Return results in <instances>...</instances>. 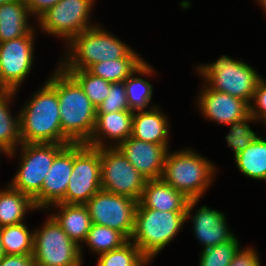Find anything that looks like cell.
<instances>
[{
	"label": "cell",
	"instance_id": "f546056e",
	"mask_svg": "<svg viewBox=\"0 0 266 266\" xmlns=\"http://www.w3.org/2000/svg\"><path fill=\"white\" fill-rule=\"evenodd\" d=\"M81 86L85 95L97 108L109 94L111 83L101 77L94 76L88 70H65Z\"/></svg>",
	"mask_w": 266,
	"mask_h": 266
},
{
	"label": "cell",
	"instance_id": "9a60e30c",
	"mask_svg": "<svg viewBox=\"0 0 266 266\" xmlns=\"http://www.w3.org/2000/svg\"><path fill=\"white\" fill-rule=\"evenodd\" d=\"M146 180L161 179L168 149L164 145L129 137L116 146Z\"/></svg>",
	"mask_w": 266,
	"mask_h": 266
},
{
	"label": "cell",
	"instance_id": "7c38bea8",
	"mask_svg": "<svg viewBox=\"0 0 266 266\" xmlns=\"http://www.w3.org/2000/svg\"><path fill=\"white\" fill-rule=\"evenodd\" d=\"M94 0H59L38 20L48 34L71 40L81 32L94 27L89 23V14Z\"/></svg>",
	"mask_w": 266,
	"mask_h": 266
},
{
	"label": "cell",
	"instance_id": "e575fe53",
	"mask_svg": "<svg viewBox=\"0 0 266 266\" xmlns=\"http://www.w3.org/2000/svg\"><path fill=\"white\" fill-rule=\"evenodd\" d=\"M255 104H250V115L255 120H262L266 115V81L261 79L257 85V88L254 92L253 101Z\"/></svg>",
	"mask_w": 266,
	"mask_h": 266
},
{
	"label": "cell",
	"instance_id": "4dcf8cb0",
	"mask_svg": "<svg viewBox=\"0 0 266 266\" xmlns=\"http://www.w3.org/2000/svg\"><path fill=\"white\" fill-rule=\"evenodd\" d=\"M133 75L135 74L132 73L125 80L127 103L132 111L144 110L152 99V84Z\"/></svg>",
	"mask_w": 266,
	"mask_h": 266
},
{
	"label": "cell",
	"instance_id": "8d00e7d4",
	"mask_svg": "<svg viewBox=\"0 0 266 266\" xmlns=\"http://www.w3.org/2000/svg\"><path fill=\"white\" fill-rule=\"evenodd\" d=\"M0 266H35L33 254L8 255L0 260Z\"/></svg>",
	"mask_w": 266,
	"mask_h": 266
},
{
	"label": "cell",
	"instance_id": "b9f144b4",
	"mask_svg": "<svg viewBox=\"0 0 266 266\" xmlns=\"http://www.w3.org/2000/svg\"><path fill=\"white\" fill-rule=\"evenodd\" d=\"M13 0H0V5L4 4V3H8V2H11Z\"/></svg>",
	"mask_w": 266,
	"mask_h": 266
},
{
	"label": "cell",
	"instance_id": "2e32d148",
	"mask_svg": "<svg viewBox=\"0 0 266 266\" xmlns=\"http://www.w3.org/2000/svg\"><path fill=\"white\" fill-rule=\"evenodd\" d=\"M198 97L202 115L217 123L230 125L250 113V105L230 94L210 89L206 84ZM203 91V92H202Z\"/></svg>",
	"mask_w": 266,
	"mask_h": 266
},
{
	"label": "cell",
	"instance_id": "d6a6232c",
	"mask_svg": "<svg viewBox=\"0 0 266 266\" xmlns=\"http://www.w3.org/2000/svg\"><path fill=\"white\" fill-rule=\"evenodd\" d=\"M249 121H256L250 113L240 120L231 123L230 132L226 136L228 147L234 150V155L244 150L249 144H251L258 136L250 129Z\"/></svg>",
	"mask_w": 266,
	"mask_h": 266
},
{
	"label": "cell",
	"instance_id": "ac0fdd59",
	"mask_svg": "<svg viewBox=\"0 0 266 266\" xmlns=\"http://www.w3.org/2000/svg\"><path fill=\"white\" fill-rule=\"evenodd\" d=\"M193 217V229L196 238L204 245V249L232 240L223 213L207 206L200 207Z\"/></svg>",
	"mask_w": 266,
	"mask_h": 266
},
{
	"label": "cell",
	"instance_id": "1f68e13d",
	"mask_svg": "<svg viewBox=\"0 0 266 266\" xmlns=\"http://www.w3.org/2000/svg\"><path fill=\"white\" fill-rule=\"evenodd\" d=\"M239 248V242L235 236L230 241L203 249L199 266H229Z\"/></svg>",
	"mask_w": 266,
	"mask_h": 266
},
{
	"label": "cell",
	"instance_id": "6da1fadb",
	"mask_svg": "<svg viewBox=\"0 0 266 266\" xmlns=\"http://www.w3.org/2000/svg\"><path fill=\"white\" fill-rule=\"evenodd\" d=\"M47 82L57 91L63 134L72 143L86 144L94 131L96 107L61 66Z\"/></svg>",
	"mask_w": 266,
	"mask_h": 266
},
{
	"label": "cell",
	"instance_id": "484cf974",
	"mask_svg": "<svg viewBox=\"0 0 266 266\" xmlns=\"http://www.w3.org/2000/svg\"><path fill=\"white\" fill-rule=\"evenodd\" d=\"M238 169L247 177L266 180V140L257 137L235 155Z\"/></svg>",
	"mask_w": 266,
	"mask_h": 266
},
{
	"label": "cell",
	"instance_id": "836d02e7",
	"mask_svg": "<svg viewBox=\"0 0 266 266\" xmlns=\"http://www.w3.org/2000/svg\"><path fill=\"white\" fill-rule=\"evenodd\" d=\"M108 93L103 102L97 106L96 113L130 110L126 98L125 81L111 83Z\"/></svg>",
	"mask_w": 266,
	"mask_h": 266
},
{
	"label": "cell",
	"instance_id": "f1b7e54d",
	"mask_svg": "<svg viewBox=\"0 0 266 266\" xmlns=\"http://www.w3.org/2000/svg\"><path fill=\"white\" fill-rule=\"evenodd\" d=\"M151 259L141 254L137 246L128 241L122 247L99 255L97 266H145Z\"/></svg>",
	"mask_w": 266,
	"mask_h": 266
},
{
	"label": "cell",
	"instance_id": "d6986e66",
	"mask_svg": "<svg viewBox=\"0 0 266 266\" xmlns=\"http://www.w3.org/2000/svg\"><path fill=\"white\" fill-rule=\"evenodd\" d=\"M139 202L158 211L186 212L189 199L162 179L146 180Z\"/></svg>",
	"mask_w": 266,
	"mask_h": 266
},
{
	"label": "cell",
	"instance_id": "5bb4252c",
	"mask_svg": "<svg viewBox=\"0 0 266 266\" xmlns=\"http://www.w3.org/2000/svg\"><path fill=\"white\" fill-rule=\"evenodd\" d=\"M73 169V143L66 145L54 158L41 191L33 198L36 208L65 203L66 190Z\"/></svg>",
	"mask_w": 266,
	"mask_h": 266
},
{
	"label": "cell",
	"instance_id": "603a6c76",
	"mask_svg": "<svg viewBox=\"0 0 266 266\" xmlns=\"http://www.w3.org/2000/svg\"><path fill=\"white\" fill-rule=\"evenodd\" d=\"M28 15L27 4L18 0L0 5V43L27 35L33 29Z\"/></svg>",
	"mask_w": 266,
	"mask_h": 266
},
{
	"label": "cell",
	"instance_id": "3957f363",
	"mask_svg": "<svg viewBox=\"0 0 266 266\" xmlns=\"http://www.w3.org/2000/svg\"><path fill=\"white\" fill-rule=\"evenodd\" d=\"M199 200H189L186 212L158 211L137 204L134 231L129 240L141 254L152 260L182 228Z\"/></svg>",
	"mask_w": 266,
	"mask_h": 266
},
{
	"label": "cell",
	"instance_id": "52a82bcc",
	"mask_svg": "<svg viewBox=\"0 0 266 266\" xmlns=\"http://www.w3.org/2000/svg\"><path fill=\"white\" fill-rule=\"evenodd\" d=\"M34 232L33 259L35 266L82 265V249L50 216L44 226Z\"/></svg>",
	"mask_w": 266,
	"mask_h": 266
},
{
	"label": "cell",
	"instance_id": "8992f818",
	"mask_svg": "<svg viewBox=\"0 0 266 266\" xmlns=\"http://www.w3.org/2000/svg\"><path fill=\"white\" fill-rule=\"evenodd\" d=\"M198 72L207 80L210 89L238 97L249 105L259 81L257 71L243 61L223 55L216 62L200 65Z\"/></svg>",
	"mask_w": 266,
	"mask_h": 266
},
{
	"label": "cell",
	"instance_id": "44dd1931",
	"mask_svg": "<svg viewBox=\"0 0 266 266\" xmlns=\"http://www.w3.org/2000/svg\"><path fill=\"white\" fill-rule=\"evenodd\" d=\"M91 74L101 77L110 83L123 82L132 73L151 75L154 70L140 57H123L102 61L87 69Z\"/></svg>",
	"mask_w": 266,
	"mask_h": 266
},
{
	"label": "cell",
	"instance_id": "e0dca14e",
	"mask_svg": "<svg viewBox=\"0 0 266 266\" xmlns=\"http://www.w3.org/2000/svg\"><path fill=\"white\" fill-rule=\"evenodd\" d=\"M133 112L132 110H125L110 113H96L94 131L86 145L95 148L105 147L104 142H102L103 139H101L103 137L102 135L113 140V142H118L116 145L113 144V147L127 140L132 134Z\"/></svg>",
	"mask_w": 266,
	"mask_h": 266
},
{
	"label": "cell",
	"instance_id": "277c9868",
	"mask_svg": "<svg viewBox=\"0 0 266 266\" xmlns=\"http://www.w3.org/2000/svg\"><path fill=\"white\" fill-rule=\"evenodd\" d=\"M67 43L69 54L60 65L64 70H87L102 61L139 57L129 46L98 25L74 36Z\"/></svg>",
	"mask_w": 266,
	"mask_h": 266
},
{
	"label": "cell",
	"instance_id": "83f0119b",
	"mask_svg": "<svg viewBox=\"0 0 266 266\" xmlns=\"http://www.w3.org/2000/svg\"><path fill=\"white\" fill-rule=\"evenodd\" d=\"M128 241L129 239L120 231L97 224H92L85 239V243L91 248L92 252L97 254L118 249Z\"/></svg>",
	"mask_w": 266,
	"mask_h": 266
},
{
	"label": "cell",
	"instance_id": "d4e9b609",
	"mask_svg": "<svg viewBox=\"0 0 266 266\" xmlns=\"http://www.w3.org/2000/svg\"><path fill=\"white\" fill-rule=\"evenodd\" d=\"M7 187L0 190V227L24 223L25 212L37 209L30 196L10 185Z\"/></svg>",
	"mask_w": 266,
	"mask_h": 266
},
{
	"label": "cell",
	"instance_id": "7bdbcfd3",
	"mask_svg": "<svg viewBox=\"0 0 266 266\" xmlns=\"http://www.w3.org/2000/svg\"><path fill=\"white\" fill-rule=\"evenodd\" d=\"M262 121H264L263 123L266 125V115L262 118Z\"/></svg>",
	"mask_w": 266,
	"mask_h": 266
},
{
	"label": "cell",
	"instance_id": "9c48e42d",
	"mask_svg": "<svg viewBox=\"0 0 266 266\" xmlns=\"http://www.w3.org/2000/svg\"><path fill=\"white\" fill-rule=\"evenodd\" d=\"M101 189L100 148L73 143V169L65 203L85 204Z\"/></svg>",
	"mask_w": 266,
	"mask_h": 266
},
{
	"label": "cell",
	"instance_id": "ffe728a7",
	"mask_svg": "<svg viewBox=\"0 0 266 266\" xmlns=\"http://www.w3.org/2000/svg\"><path fill=\"white\" fill-rule=\"evenodd\" d=\"M168 120L157 105L149 111L133 112L131 137L142 141L164 145L168 149Z\"/></svg>",
	"mask_w": 266,
	"mask_h": 266
},
{
	"label": "cell",
	"instance_id": "f35d334b",
	"mask_svg": "<svg viewBox=\"0 0 266 266\" xmlns=\"http://www.w3.org/2000/svg\"><path fill=\"white\" fill-rule=\"evenodd\" d=\"M5 251H4V248H3V244H2V241H1V233H0V260L5 256Z\"/></svg>",
	"mask_w": 266,
	"mask_h": 266
},
{
	"label": "cell",
	"instance_id": "5b68a950",
	"mask_svg": "<svg viewBox=\"0 0 266 266\" xmlns=\"http://www.w3.org/2000/svg\"><path fill=\"white\" fill-rule=\"evenodd\" d=\"M215 170L210 161L191 149L167 152L161 179L189 200H199L213 182Z\"/></svg>",
	"mask_w": 266,
	"mask_h": 266
},
{
	"label": "cell",
	"instance_id": "ba28073f",
	"mask_svg": "<svg viewBox=\"0 0 266 266\" xmlns=\"http://www.w3.org/2000/svg\"><path fill=\"white\" fill-rule=\"evenodd\" d=\"M68 144L22 143L19 171L9 185L32 199L41 191L55 156Z\"/></svg>",
	"mask_w": 266,
	"mask_h": 266
},
{
	"label": "cell",
	"instance_id": "60d3db41",
	"mask_svg": "<svg viewBox=\"0 0 266 266\" xmlns=\"http://www.w3.org/2000/svg\"><path fill=\"white\" fill-rule=\"evenodd\" d=\"M18 1L28 5L32 0H18Z\"/></svg>",
	"mask_w": 266,
	"mask_h": 266
},
{
	"label": "cell",
	"instance_id": "7a4b0ae2",
	"mask_svg": "<svg viewBox=\"0 0 266 266\" xmlns=\"http://www.w3.org/2000/svg\"><path fill=\"white\" fill-rule=\"evenodd\" d=\"M41 88L19 113L22 143L71 144L62 132L57 91L48 82Z\"/></svg>",
	"mask_w": 266,
	"mask_h": 266
},
{
	"label": "cell",
	"instance_id": "7402d4cb",
	"mask_svg": "<svg viewBox=\"0 0 266 266\" xmlns=\"http://www.w3.org/2000/svg\"><path fill=\"white\" fill-rule=\"evenodd\" d=\"M60 214H53L52 217L61 226L63 231L76 244L85 241L87 234L92 226L91 217L84 204L56 203Z\"/></svg>",
	"mask_w": 266,
	"mask_h": 266
},
{
	"label": "cell",
	"instance_id": "cb8c5ba5",
	"mask_svg": "<svg viewBox=\"0 0 266 266\" xmlns=\"http://www.w3.org/2000/svg\"><path fill=\"white\" fill-rule=\"evenodd\" d=\"M16 91H0V149L13 156L17 145L22 144L20 119L10 113L9 103Z\"/></svg>",
	"mask_w": 266,
	"mask_h": 266
},
{
	"label": "cell",
	"instance_id": "8fae6325",
	"mask_svg": "<svg viewBox=\"0 0 266 266\" xmlns=\"http://www.w3.org/2000/svg\"><path fill=\"white\" fill-rule=\"evenodd\" d=\"M138 201L100 189L84 205L92 224L107 226L123 233L128 239L134 231Z\"/></svg>",
	"mask_w": 266,
	"mask_h": 266
},
{
	"label": "cell",
	"instance_id": "74e56055",
	"mask_svg": "<svg viewBox=\"0 0 266 266\" xmlns=\"http://www.w3.org/2000/svg\"><path fill=\"white\" fill-rule=\"evenodd\" d=\"M59 0H32L27 6L29 13L40 18L47 10L52 8Z\"/></svg>",
	"mask_w": 266,
	"mask_h": 266
},
{
	"label": "cell",
	"instance_id": "4316f807",
	"mask_svg": "<svg viewBox=\"0 0 266 266\" xmlns=\"http://www.w3.org/2000/svg\"><path fill=\"white\" fill-rule=\"evenodd\" d=\"M0 233L5 254H33L34 232H30L26 224L2 226Z\"/></svg>",
	"mask_w": 266,
	"mask_h": 266
},
{
	"label": "cell",
	"instance_id": "d590c367",
	"mask_svg": "<svg viewBox=\"0 0 266 266\" xmlns=\"http://www.w3.org/2000/svg\"><path fill=\"white\" fill-rule=\"evenodd\" d=\"M255 251L251 247L243 250L239 248L229 266H261L259 256Z\"/></svg>",
	"mask_w": 266,
	"mask_h": 266
},
{
	"label": "cell",
	"instance_id": "30bf717a",
	"mask_svg": "<svg viewBox=\"0 0 266 266\" xmlns=\"http://www.w3.org/2000/svg\"><path fill=\"white\" fill-rule=\"evenodd\" d=\"M101 189L139 202L146 179L112 145L100 148Z\"/></svg>",
	"mask_w": 266,
	"mask_h": 266
},
{
	"label": "cell",
	"instance_id": "4fadbf2b",
	"mask_svg": "<svg viewBox=\"0 0 266 266\" xmlns=\"http://www.w3.org/2000/svg\"><path fill=\"white\" fill-rule=\"evenodd\" d=\"M34 29L20 38L0 43V91H16L33 64Z\"/></svg>",
	"mask_w": 266,
	"mask_h": 266
},
{
	"label": "cell",
	"instance_id": "ab89813d",
	"mask_svg": "<svg viewBox=\"0 0 266 266\" xmlns=\"http://www.w3.org/2000/svg\"><path fill=\"white\" fill-rule=\"evenodd\" d=\"M266 10V0H258Z\"/></svg>",
	"mask_w": 266,
	"mask_h": 266
}]
</instances>
